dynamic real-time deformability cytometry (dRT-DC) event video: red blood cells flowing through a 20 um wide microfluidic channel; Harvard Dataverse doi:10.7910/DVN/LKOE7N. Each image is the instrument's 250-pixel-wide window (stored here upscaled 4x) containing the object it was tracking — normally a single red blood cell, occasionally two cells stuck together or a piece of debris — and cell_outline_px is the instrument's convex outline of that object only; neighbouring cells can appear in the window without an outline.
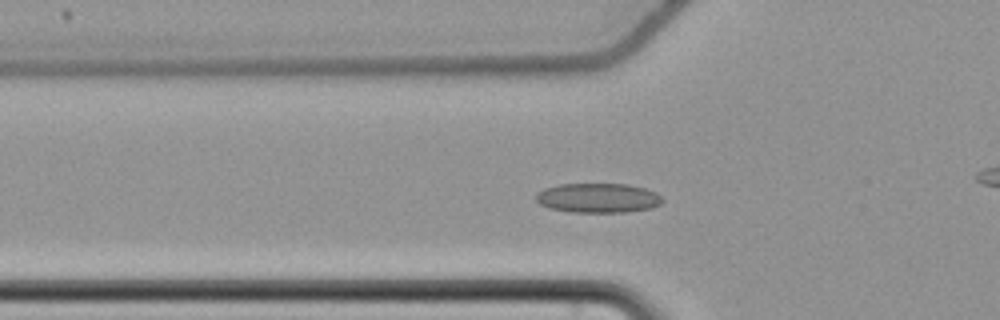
{"species": "common noctule bat (a hibernating species)", "species_latin": "Nyctalus noctula", "temperature_condition": "cold", "stored_images_in_passage": 57, "camera_frame_rate_fps": 3000, "um_per_image_px": 0.085, "animal": {"sex": "female", "body_mass_g": 22.7, "forearm_length_mm": 54.2}, "frame": {"image": 1, "passage_image": 19, "time_ms": 6.0, "image_size_px": [1000, 320], "cell_outline_px": [[664, 200], [660, 204], [652, 208], [628, 212], [572, 212], [548, 208], [540, 204], [536, 200], [536, 192], [544, 188], [560, 184], [628, 184], [644, 188], [656, 192]], "centroid_in_image_um": [50.83, 16.83], "position_along_channel_um": 75.0, "area_um2": 21.91}}
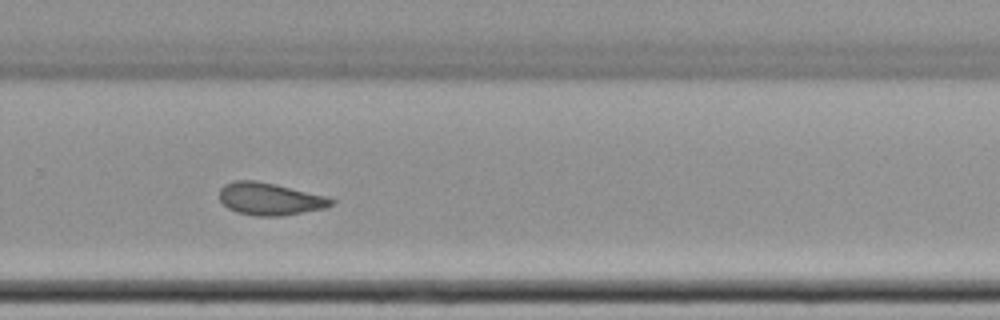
{"frame": {"image": 2, "passage_image": 38, "time_ms": 12.333, "image_size_px": [1000, 320], "cell_outline_px": [[336, 200], [332, 204], [324, 208], [280, 216], [256, 216], [236, 212], [228, 208], [220, 200], [220, 188], [224, 184], [236, 180], [256, 180], [276, 184], [324, 196]], "centroid_in_image_um": [22.89, 16.9], "position_along_channel_um": 306.9, "area_um2": 20.92}}
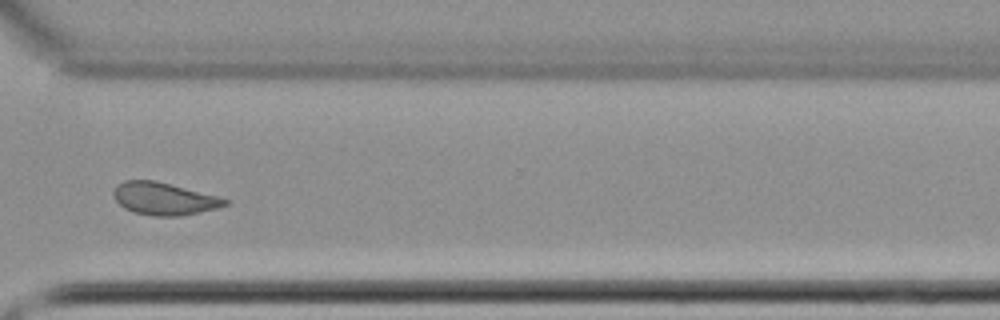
{"frame": {"image": 3, "passage_image": 42, "time_ms": 13.667, "image_size_px": [1000, 320], "cell_outline_px": [[228, 204], [216, 208], [180, 216], [152, 216], [132, 212], [124, 208], [116, 200], [112, 192], [116, 184], [124, 180], [156, 180], [220, 196], [228, 200]], "centroid_in_image_um": [13.92, 16.88], "position_along_channel_um": 356.7, "area_um2": 21.27}, "authors_computed_cell_mechanics": {"area_um2": 21.386, "velocity_mm_per_s": 3.6715, "shape_relaxation_time_tau1_ms": null, "shape_relaxation_time_tau2_ms": 3.7085, "deformation_change_tau1": null, "deformation_change_tau2": 0.1058}}